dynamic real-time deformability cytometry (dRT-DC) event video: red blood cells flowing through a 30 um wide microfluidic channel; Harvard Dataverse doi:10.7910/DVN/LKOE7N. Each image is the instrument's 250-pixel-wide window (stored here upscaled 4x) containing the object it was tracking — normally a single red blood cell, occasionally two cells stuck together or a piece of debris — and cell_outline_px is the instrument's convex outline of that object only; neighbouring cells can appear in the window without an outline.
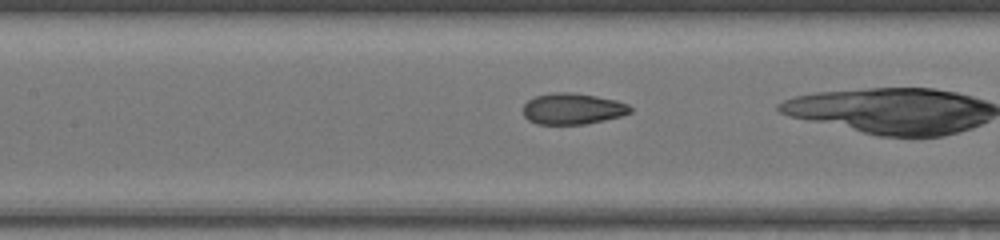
{"species": "common noctule bat (a hibernating species)", "species_latin": "Nyctalus noctula", "temperature_condition": "warm", "stored_images_in_passage": 38, "camera_frame_rate_fps": 3000, "um_per_image_px": 0.085, "animal": {"sex": "female", "body_mass_g": 17.0, "forearm_length_mm": 48.0}, "frame": {"image": 1, "passage_image": 22, "time_ms": 7.0, "image_size_px": [1000, 240], "cell_outline_px": [[632, 112], [620, 116], [604, 120], [584, 124], [536, 124], [528, 120], [524, 116], [524, 104], [528, 100], [536, 96], [552, 92], [572, 92], [596, 96], [616, 100], [628, 104], [632, 108]], "centroid_in_image_um": [48.67, 9.24], "position_along_channel_um": 158.7, "area_um2": 19.48}}